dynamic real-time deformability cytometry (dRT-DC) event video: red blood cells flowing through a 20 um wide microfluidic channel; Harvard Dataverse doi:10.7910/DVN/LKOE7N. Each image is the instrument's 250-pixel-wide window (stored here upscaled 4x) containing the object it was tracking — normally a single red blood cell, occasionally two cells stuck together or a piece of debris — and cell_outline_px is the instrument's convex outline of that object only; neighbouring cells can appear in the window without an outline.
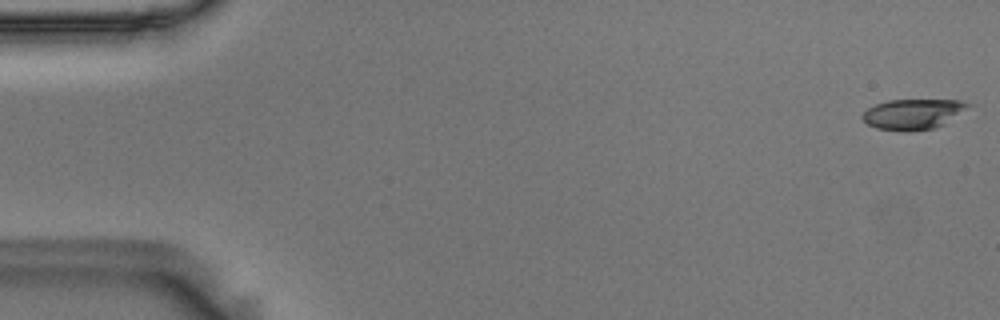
{"species": "Egyptian fruit bat (a non-hibernating species)", "species_latin": "Rousettus aegyptiacus", "temperature_condition": "room temperature", "stored_images_in_passage": 56, "camera_frame_rate_fps": 3000, "um_per_image_px": 0.085, "animal": {"sex": "male"}, "frame": {"image": 1, "passage_image": 1, "time_ms": 0.0, "image_size_px": [1000, 320], "cell_outline_px": [[972, 104], [944, 124], [936, 128], [908, 132], [904, 132], [876, 128], [868, 124], [860, 116], [868, 108], [876, 104], [888, 100], [960, 100]], "centroid_in_image_um": [77.58, 9.71], "position_along_channel_um": 7.4, "area_um2": 18.67}}
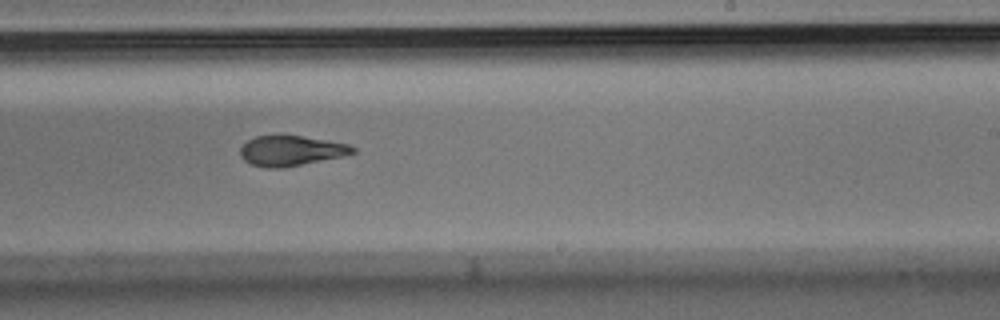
{"frame": {"image": 2, "passage_image": 34, "time_ms": 11.0, "image_size_px": [1000, 320], "cell_outline_px": [[356, 152], [340, 156], [284, 168], [264, 168], [252, 164], [244, 160], [240, 156], [240, 148], [248, 140], [256, 136], [280, 132], [348, 144], [356, 148]], "centroid_in_image_um": [24.67, 12.77], "position_along_channel_um": 264.3, "area_um2": 20.17}}
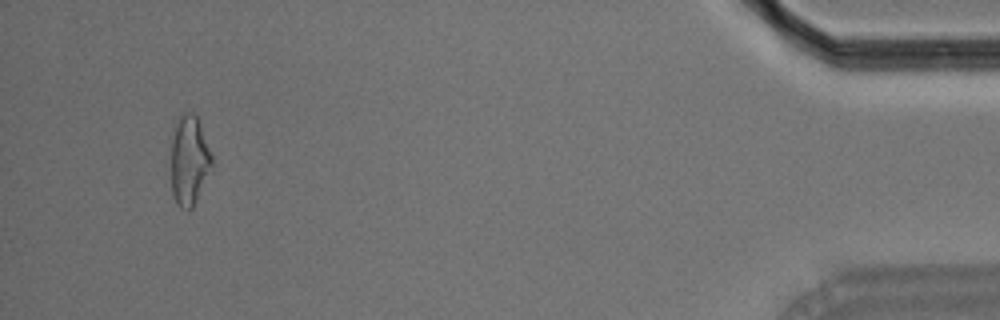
{"frame": {"image": 3, "passage_image": 53, "time_ms": 17.333, "image_size_px": [1000, 320], "cell_outline_px": [[216, 168], [192, 208], [180, 208], [176, 204], [172, 196], [172, 128], [176, 120], [184, 112], [192, 112], [196, 116], [200, 124], [216, 164]], "centroid_in_image_um": [16.14, 13.66], "position_along_channel_um": 419.1, "area_um2": 22.2}, "authors_computed_cell_mechanics": {"area_um2": 20.4612, "velocity_mm_per_s": 3.6073, "shape_relaxation_time_tau1_ms": 4.8307, "shape_relaxation_time_tau2_ms": 2.0745, "deformation_change_tau1": 0.1794, "deformation_change_tau2": 0.0937}}